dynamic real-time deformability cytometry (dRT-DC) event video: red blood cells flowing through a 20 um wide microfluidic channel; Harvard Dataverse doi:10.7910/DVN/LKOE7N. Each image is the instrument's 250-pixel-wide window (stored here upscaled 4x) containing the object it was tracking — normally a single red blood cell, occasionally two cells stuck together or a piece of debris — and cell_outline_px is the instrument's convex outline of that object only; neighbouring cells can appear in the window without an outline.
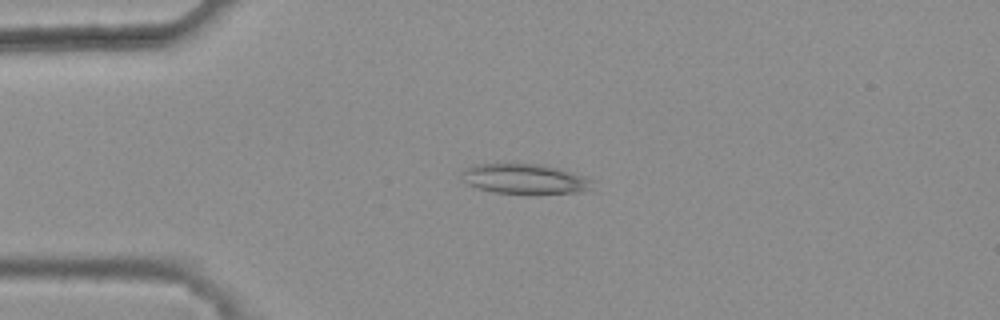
{"species": "common noctule bat (a hibernating species)", "species_latin": "Nyctalus noctula", "temperature_condition": "warm", "stored_images_in_passage": 35, "camera_frame_rate_fps": 3000, "um_per_image_px": 0.085, "animal": {"sex": "female", "body_mass_g": 25.1}, "frame": {"image": 1, "passage_image": 2, "time_ms": 0.333, "image_size_px": [1000, 320], "cell_outline_px": [[596, 180], [588, 188], [576, 192], [496, 192], [476, 188], [468, 184], [464, 180], [464, 168], [476, 164], [504, 160], [540, 164], [560, 168]], "centroid_in_image_um": [44.54, 15.12], "position_along_channel_um": 40.5, "area_um2": 23.0}}
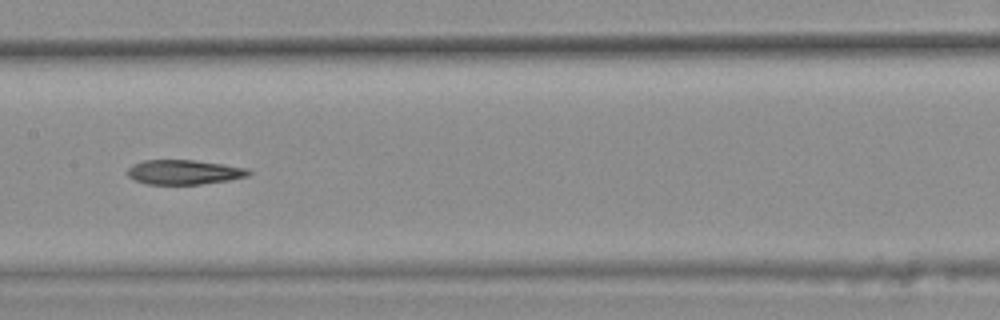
{"frame": {"image": 2, "passage_image": 16, "time_ms": 5.0, "image_size_px": [1000, 320], "cell_outline_px": [[252, 172], [248, 176], [228, 180], [200, 184], [148, 184], [136, 180], [128, 176], [128, 168], [132, 164], [144, 160], [192, 160], [224, 164], [248, 168]], "centroid_in_image_um": [15.66, 14.62], "position_along_channel_um": 191.7, "area_um2": 17.28}}
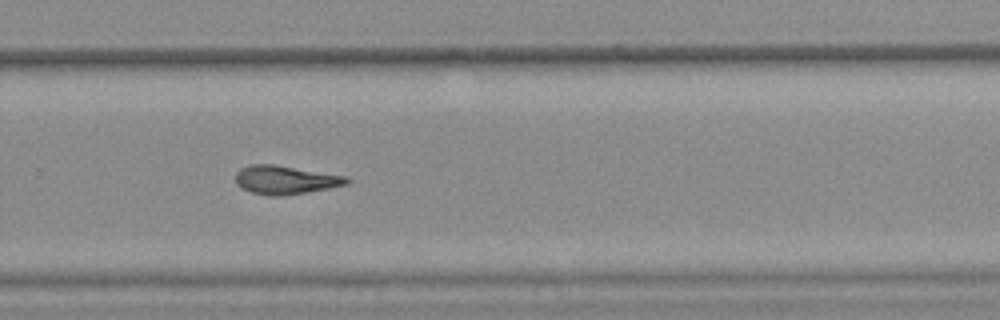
{"frame": {"image": 3, "passage_image": 25, "time_ms": 8.0, "image_size_px": [1000, 320], "cell_outline_px": [[352, 180], [348, 184], [332, 188], [308, 192], [280, 196], [272, 196], [252, 192], [240, 188], [236, 184], [236, 172], [240, 168], [248, 164], [272, 164], [348, 176]], "centroid_in_image_um": [24.28, 15.29], "position_along_channel_um": 305.5, "area_um2": 18.73}, "authors_computed_cell_mechanics": {"area_um2": 18.496, "velocity_mm_per_s": 3.8042, "shape_relaxation_time_tau1_ms": null, "shape_relaxation_time_tau2_ms": 8.0046, "deformation_change_tau1": null, "deformation_change_tau2": 0.2034}}